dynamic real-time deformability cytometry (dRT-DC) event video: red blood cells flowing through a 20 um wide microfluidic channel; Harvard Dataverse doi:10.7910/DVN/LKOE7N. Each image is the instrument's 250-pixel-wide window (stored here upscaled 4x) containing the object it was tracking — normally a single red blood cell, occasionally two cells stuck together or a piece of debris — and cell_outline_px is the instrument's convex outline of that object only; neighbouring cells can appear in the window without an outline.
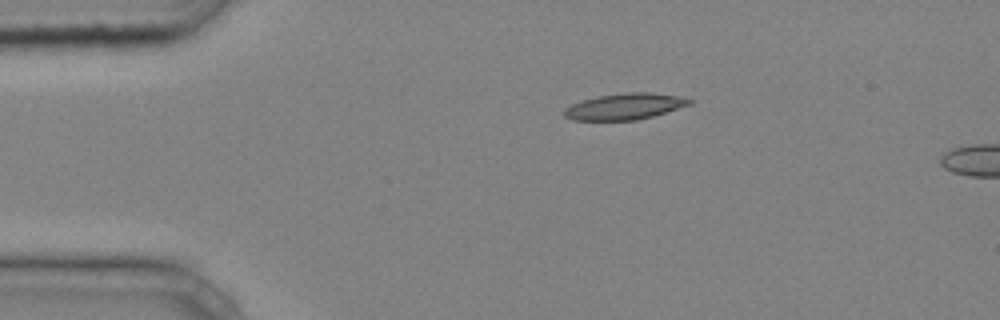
{"species": "common noctule bat (a hibernating species)", "species_latin": "Nyctalus noctula", "temperature_condition": "cold", "stored_images_in_passage": 34, "camera_frame_rate_fps": 3000, "um_per_image_px": 0.085, "animal": {"sex": "male", "body_mass_g": 20.4}, "frame": {"image": 1, "passage_image": 1, "time_ms": 0.0, "image_size_px": [1000, 320], "cell_outline_px": [[692, 104], [652, 116], [636, 120], [572, 120], [564, 116], [564, 108], [580, 100], [600, 96], [628, 92], [648, 92], [680, 96], [692, 100]], "centroid_in_image_um": [53.09, 9.05], "position_along_channel_um": 31.9, "area_um2": 19.02}}
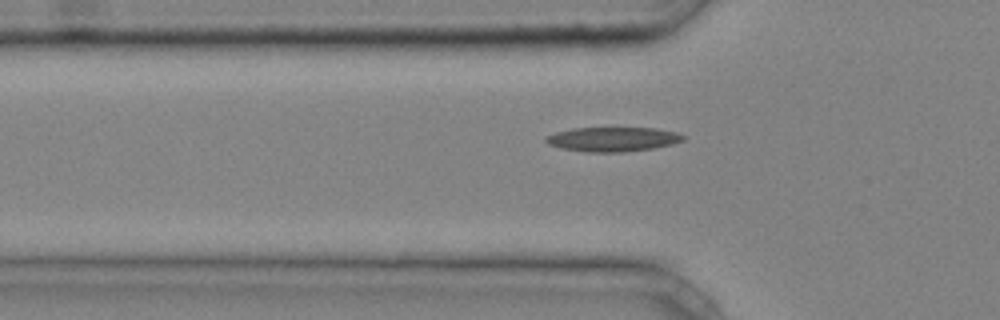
{"frame": {"image": 2, "passage_image": 7, "time_ms": 2.0, "image_size_px": [1000, 320], "cell_outline_px": [[684, 140], [672, 144], [652, 148], [624, 152], [584, 152], [560, 148], [548, 144], [544, 140], [548, 136], [556, 132], [572, 128], [656, 128], [676, 132], [684, 136]], "centroid_in_image_um": [52.07, 11.84], "position_along_channel_um": 73.7, "area_um2": 19.48}}
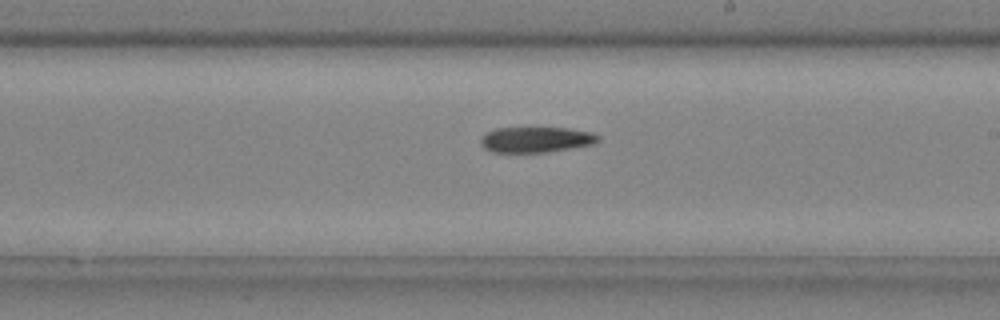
{"frame": {"image": 3, "passage_image": 19, "time_ms": 6.0, "image_size_px": [1000, 320], "cell_outline_px": [[600, 140], [592, 144], [548, 152], [492, 152], [484, 148], [480, 144], [480, 140], [488, 132], [496, 128], [568, 128], [592, 132], [600, 136]], "centroid_in_image_um": [45.57, 11.87], "position_along_channel_um": 243.4, "area_um2": 17.4}}